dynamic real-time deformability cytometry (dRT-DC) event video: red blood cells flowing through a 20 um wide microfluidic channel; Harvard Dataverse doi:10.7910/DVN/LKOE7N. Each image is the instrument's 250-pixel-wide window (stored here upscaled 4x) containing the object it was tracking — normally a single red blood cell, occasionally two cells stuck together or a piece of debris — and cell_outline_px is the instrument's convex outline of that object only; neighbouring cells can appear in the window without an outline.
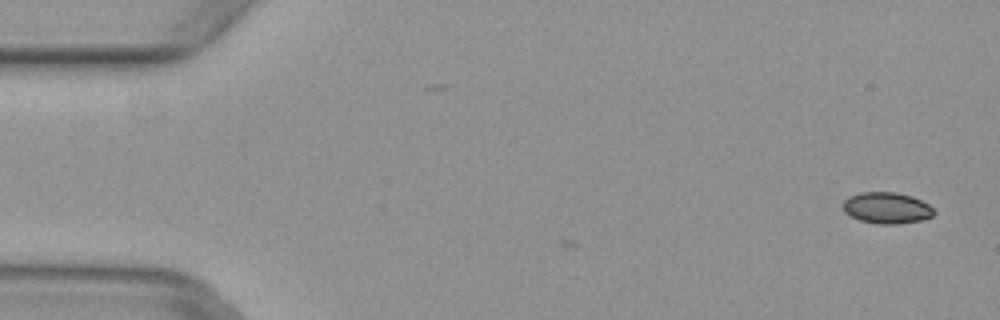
{"species": "common noctule bat (a hibernating species)", "species_latin": "Nyctalus noctula", "temperature_condition": "warm", "stored_images_in_passage": 2, "camera_frame_rate_fps": 3000, "um_per_image_px": 0.085, "animal": {"sex": "female", "body_mass_g": 29.2, "forearm_length_mm": 56.3}, "frame": {"image": 1, "passage_image": 2, "time_ms": 0.333, "image_size_px": [1000, 320], "cell_outline_px": [[936, 212], [932, 216], [924, 220], [896, 224], [880, 224], [860, 220], [844, 212], [844, 200], [848, 196], [860, 192], [896, 192], [912, 196], [928, 204]], "centroid_in_image_um": [75.39, 17.67], "position_along_channel_um": 9.6, "area_um2": 16.59}}